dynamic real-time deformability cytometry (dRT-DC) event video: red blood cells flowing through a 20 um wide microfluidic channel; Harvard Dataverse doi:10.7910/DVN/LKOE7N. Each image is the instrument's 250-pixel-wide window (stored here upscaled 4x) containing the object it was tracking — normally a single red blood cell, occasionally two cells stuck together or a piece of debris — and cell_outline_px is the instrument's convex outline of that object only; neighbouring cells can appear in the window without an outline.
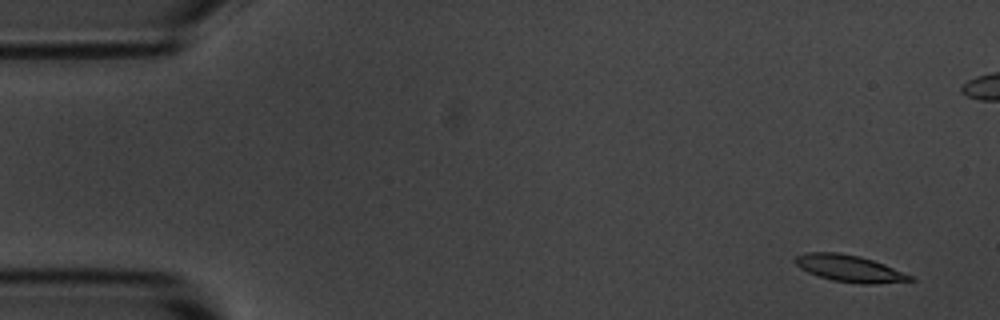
{"species": "common noctule bat (a hibernating species)", "species_latin": "Nyctalus noctula", "temperature_condition": "room temperature", "stored_images_in_passage": 11, "camera_frame_rate_fps": 3000, "um_per_image_px": 0.085, "animal": {"sex": "male", "body_mass_g": 20.1, "forearm_length_mm": 53.5}, "frame": {"image": 1, "passage_image": 1, "time_ms": 0.0, "image_size_px": [1000, 320], "cell_outline_px": [[916, 280], [872, 284], [860, 284], [832, 280], [808, 272], [800, 268], [792, 260], [796, 256], [804, 252], [840, 252], [860, 256], [884, 264], [912, 276]], "centroid_in_image_um": [72.17, 22.81], "position_along_channel_um": 12.8, "area_um2": 17.92}}
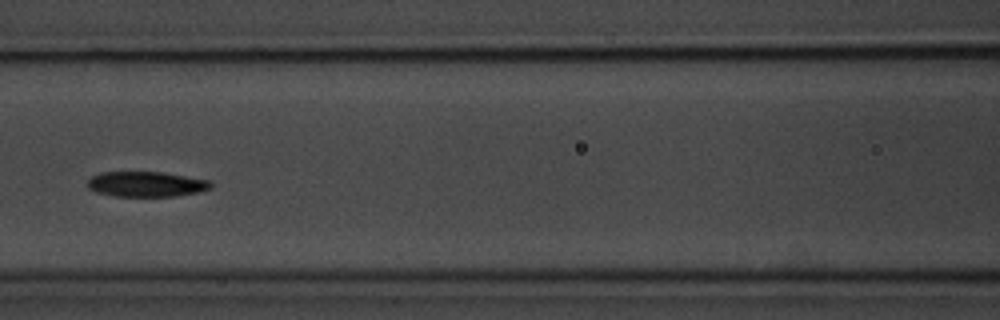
{"frame": {"image": 2, "passage_image": 7, "time_ms": 7.0, "image_size_px": [1000, 320], "cell_outline_px": [[212, 188], [200, 192], [176, 196], [116, 196], [96, 192], [88, 188], [84, 184], [92, 176], [100, 172], [160, 172], [208, 180], [212, 184]], "centroid_in_image_um": [12.39, 15.66], "position_along_channel_um": 154.2, "area_um2": 18.15}}
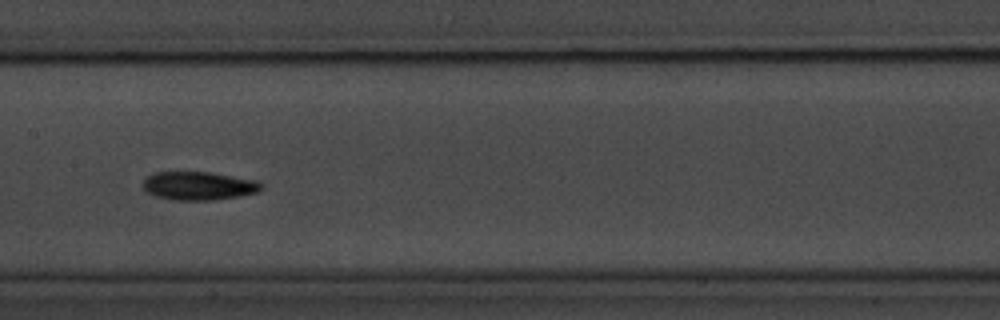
{"frame": {"image": 3, "passage_image": 8, "time_ms": 8.0, "image_size_px": [1000, 320], "cell_outline_px": [[264, 188], [256, 192], [240, 196], [216, 200], [176, 200], [156, 196], [148, 192], [144, 188], [144, 180], [148, 176], [156, 172], [212, 172], [256, 180], [264, 184]], "centroid_in_image_um": [16.95, 15.79], "position_along_channel_um": 190.5, "area_um2": 19.59}}